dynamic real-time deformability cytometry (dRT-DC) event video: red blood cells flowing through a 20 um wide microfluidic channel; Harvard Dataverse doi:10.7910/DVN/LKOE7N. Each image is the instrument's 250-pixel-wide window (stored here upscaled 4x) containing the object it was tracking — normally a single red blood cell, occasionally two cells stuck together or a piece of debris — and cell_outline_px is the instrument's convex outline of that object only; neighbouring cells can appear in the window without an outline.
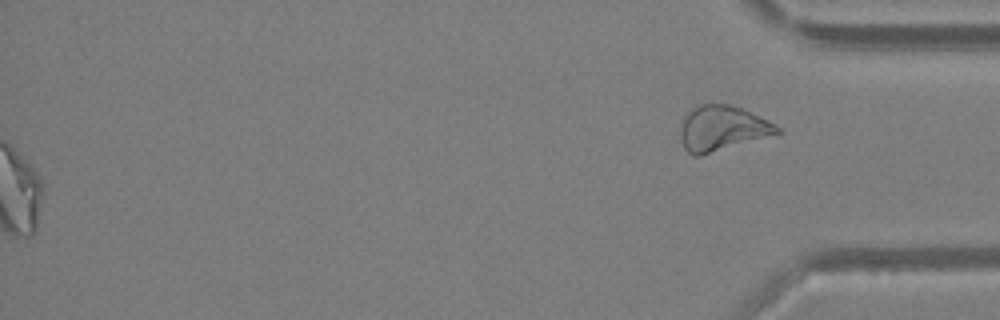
{"species": "Egyptian fruit bat (a non-hibernating species)", "species_latin": "Rousettus aegyptiacus", "temperature_condition": "warm", "stored_images_in_passage": 46, "segment_of_instrument_passage": [2, 2], "camera_frame_rate_fps": 3000, "um_per_image_px": 0.085, "animal": {"sex": "female"}, "frame": {"image": 1, "passage_image": 46, "time_ms": 15.0, "image_size_px": [1000, 320], "cell_outline_px": [[784, 132], [700, 156], [692, 156], [684, 148], [680, 140], [680, 128], [684, 116], [692, 108], [700, 104], [728, 104], [740, 108], [768, 120], [776, 124]], "centroid_in_image_um": [61.37, 10.92], "position_along_channel_um": 373.8, "area_um2": 25.49}}